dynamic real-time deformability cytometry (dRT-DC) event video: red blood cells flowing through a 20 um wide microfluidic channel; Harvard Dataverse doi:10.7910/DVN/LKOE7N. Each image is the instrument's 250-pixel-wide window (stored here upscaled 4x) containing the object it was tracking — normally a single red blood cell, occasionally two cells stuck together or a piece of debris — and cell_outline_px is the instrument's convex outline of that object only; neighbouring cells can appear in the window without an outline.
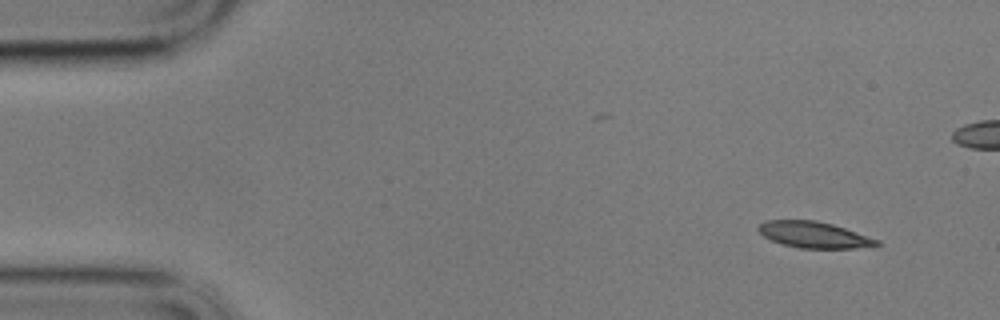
{"species": "common noctule bat (a hibernating species)", "species_latin": "Nyctalus noctula", "temperature_condition": "cold", "stored_images_in_passage": 55, "camera_frame_rate_fps": 3000, "um_per_image_px": 0.085, "animal": {"sex": "male", "body_mass_g": 17.9}, "frame": {"image": 1, "passage_image": 1, "time_ms": 0.0, "image_size_px": [1000, 320], "cell_outline_px": [[880, 244], [856, 248], [800, 248], [784, 244], [772, 240], [764, 236], [756, 228], [760, 224], [768, 220], [816, 220], [832, 224], [880, 240]], "centroid_in_image_um": [69.18, 19.95], "position_along_channel_um": 15.8, "area_um2": 17.8}}
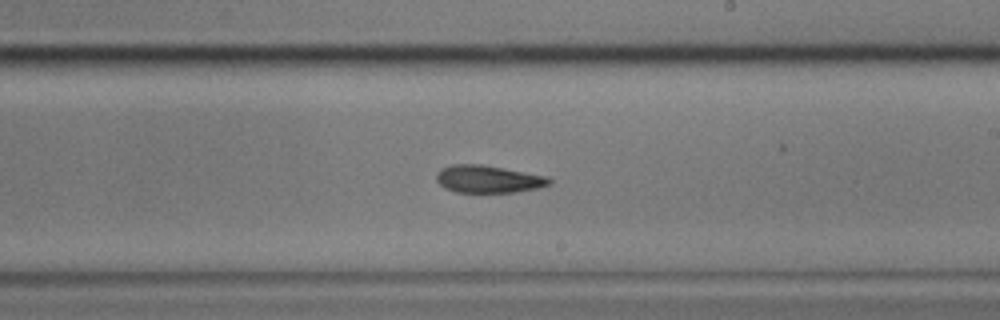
{"frame": {"image": 2, "passage_image": 30, "time_ms": 9.667, "image_size_px": [1000, 320], "cell_outline_px": [[552, 184], [540, 188], [516, 192], [456, 192], [444, 188], [436, 180], [436, 172], [440, 168], [452, 164], [480, 164], [548, 176], [552, 180]], "centroid_in_image_um": [41.51, 15.22], "position_along_channel_um": 247.5, "area_um2": 18.26}}
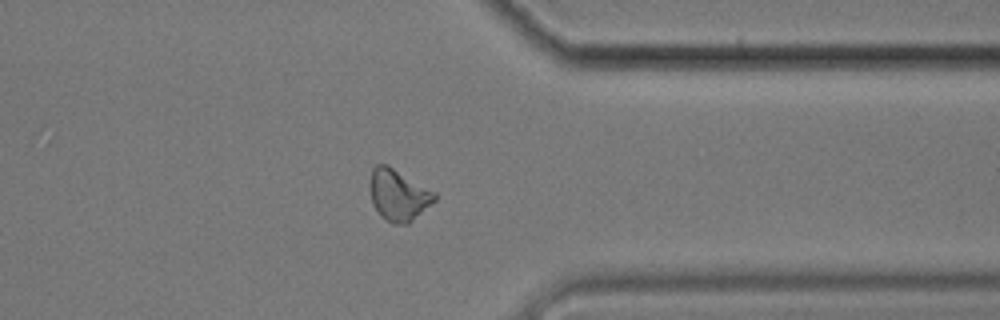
{"frame": {"image": 3, "passage_image": 42, "time_ms": 13.667, "image_size_px": [1000, 320], "cell_outline_px": [[436, 200], [408, 224], [392, 224], [380, 216], [372, 204], [368, 184], [368, 180], [372, 168], [376, 164], [388, 164], [436, 192]], "centroid_in_image_um": [33.82, 16.56], "position_along_channel_um": 377.6, "area_um2": 19.83}, "authors_computed_cell_mechanics": {"area_um2": 18.8428, "velocity_mm_per_s": 3.4028, "shape_relaxation_time_tau1_ms": 5.4362, "shape_relaxation_time_tau2_ms": 7.7054, "deformation_change_tau1": 0.1372, "deformation_change_tau2": 0.1438}}